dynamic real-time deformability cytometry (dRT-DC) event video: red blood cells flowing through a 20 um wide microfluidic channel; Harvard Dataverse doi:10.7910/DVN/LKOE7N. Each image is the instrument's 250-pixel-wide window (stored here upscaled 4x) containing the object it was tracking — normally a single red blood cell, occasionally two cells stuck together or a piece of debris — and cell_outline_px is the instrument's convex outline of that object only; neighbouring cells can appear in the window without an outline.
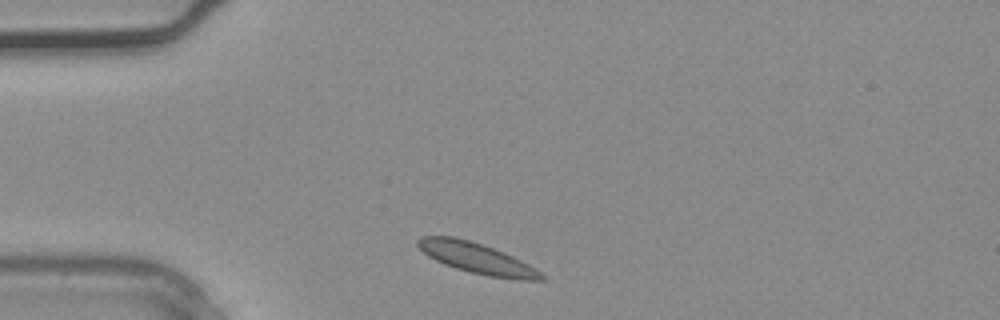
{"species": "common noctule bat (a hibernating species)", "species_latin": "Nyctalus noctula", "temperature_condition": "warm", "stored_images_in_passage": 3, "segment_of_instrument_passage": [2, 2], "camera_frame_rate_fps": 3000, "um_per_image_px": 0.085, "animal": {"sex": "male", "body_mass_g": 20.4}, "frame": {"image": 1, "passage_image": 3, "time_ms": 0.667, "image_size_px": [1000, 320], "cell_outline_px": [[548, 280], [520, 280], [488, 276], [456, 268], [444, 264], [428, 256], [416, 244], [416, 240], [420, 236], [452, 236], [468, 240], [504, 252], [528, 264], [548, 276]], "centroid_in_image_um": [40.57, 21.96], "position_along_channel_um": 44.4, "area_um2": 21.91}}